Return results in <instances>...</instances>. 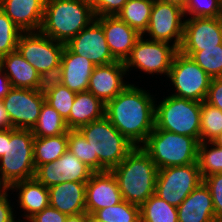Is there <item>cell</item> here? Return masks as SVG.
Listing matches in <instances>:
<instances>
[{
  "label": "cell",
  "mask_w": 222,
  "mask_h": 222,
  "mask_svg": "<svg viewBox=\"0 0 222 222\" xmlns=\"http://www.w3.org/2000/svg\"><path fill=\"white\" fill-rule=\"evenodd\" d=\"M155 103L146 90L129 84L105 104V117L134 146H142L155 127Z\"/></svg>",
  "instance_id": "1"
},
{
  "label": "cell",
  "mask_w": 222,
  "mask_h": 222,
  "mask_svg": "<svg viewBox=\"0 0 222 222\" xmlns=\"http://www.w3.org/2000/svg\"><path fill=\"white\" fill-rule=\"evenodd\" d=\"M111 172L128 203L141 206L155 193L158 168L141 146H135Z\"/></svg>",
  "instance_id": "2"
},
{
  "label": "cell",
  "mask_w": 222,
  "mask_h": 222,
  "mask_svg": "<svg viewBox=\"0 0 222 222\" xmlns=\"http://www.w3.org/2000/svg\"><path fill=\"white\" fill-rule=\"evenodd\" d=\"M94 20L89 0H46L40 32L66 45Z\"/></svg>",
  "instance_id": "3"
},
{
  "label": "cell",
  "mask_w": 222,
  "mask_h": 222,
  "mask_svg": "<svg viewBox=\"0 0 222 222\" xmlns=\"http://www.w3.org/2000/svg\"><path fill=\"white\" fill-rule=\"evenodd\" d=\"M92 148V157L99 159V172L111 171L135 147L104 116L78 129Z\"/></svg>",
  "instance_id": "4"
},
{
  "label": "cell",
  "mask_w": 222,
  "mask_h": 222,
  "mask_svg": "<svg viewBox=\"0 0 222 222\" xmlns=\"http://www.w3.org/2000/svg\"><path fill=\"white\" fill-rule=\"evenodd\" d=\"M198 144L193 137L154 127L141 147L149 154L157 168L162 169L196 163Z\"/></svg>",
  "instance_id": "5"
},
{
  "label": "cell",
  "mask_w": 222,
  "mask_h": 222,
  "mask_svg": "<svg viewBox=\"0 0 222 222\" xmlns=\"http://www.w3.org/2000/svg\"><path fill=\"white\" fill-rule=\"evenodd\" d=\"M34 138L31 129L6 130L5 153L0 158V177L9 186L34 178Z\"/></svg>",
  "instance_id": "6"
},
{
  "label": "cell",
  "mask_w": 222,
  "mask_h": 222,
  "mask_svg": "<svg viewBox=\"0 0 222 222\" xmlns=\"http://www.w3.org/2000/svg\"><path fill=\"white\" fill-rule=\"evenodd\" d=\"M201 104L170 95L155 107V127L193 137L200 143Z\"/></svg>",
  "instance_id": "7"
},
{
  "label": "cell",
  "mask_w": 222,
  "mask_h": 222,
  "mask_svg": "<svg viewBox=\"0 0 222 222\" xmlns=\"http://www.w3.org/2000/svg\"><path fill=\"white\" fill-rule=\"evenodd\" d=\"M168 77L177 91L173 96L196 102L206 100L212 78L190 57L178 51Z\"/></svg>",
  "instance_id": "8"
},
{
  "label": "cell",
  "mask_w": 222,
  "mask_h": 222,
  "mask_svg": "<svg viewBox=\"0 0 222 222\" xmlns=\"http://www.w3.org/2000/svg\"><path fill=\"white\" fill-rule=\"evenodd\" d=\"M203 178L198 163L158 169L155 194L178 207L201 183Z\"/></svg>",
  "instance_id": "9"
},
{
  "label": "cell",
  "mask_w": 222,
  "mask_h": 222,
  "mask_svg": "<svg viewBox=\"0 0 222 222\" xmlns=\"http://www.w3.org/2000/svg\"><path fill=\"white\" fill-rule=\"evenodd\" d=\"M178 49L163 41L143 39L141 36L125 60L128 72L130 67H136L148 74L160 73L168 76L171 64Z\"/></svg>",
  "instance_id": "10"
},
{
  "label": "cell",
  "mask_w": 222,
  "mask_h": 222,
  "mask_svg": "<svg viewBox=\"0 0 222 222\" xmlns=\"http://www.w3.org/2000/svg\"><path fill=\"white\" fill-rule=\"evenodd\" d=\"M65 44L38 32H23L17 50L38 73L49 71L61 64Z\"/></svg>",
  "instance_id": "11"
},
{
  "label": "cell",
  "mask_w": 222,
  "mask_h": 222,
  "mask_svg": "<svg viewBox=\"0 0 222 222\" xmlns=\"http://www.w3.org/2000/svg\"><path fill=\"white\" fill-rule=\"evenodd\" d=\"M184 16V10L181 8L154 0L148 27L142 36L148 33L150 40L167 43L174 39L172 45L179 49L182 43L185 22L181 18Z\"/></svg>",
  "instance_id": "12"
},
{
  "label": "cell",
  "mask_w": 222,
  "mask_h": 222,
  "mask_svg": "<svg viewBox=\"0 0 222 222\" xmlns=\"http://www.w3.org/2000/svg\"><path fill=\"white\" fill-rule=\"evenodd\" d=\"M14 129H32L37 123L45 97L35 89L11 88L2 99Z\"/></svg>",
  "instance_id": "13"
},
{
  "label": "cell",
  "mask_w": 222,
  "mask_h": 222,
  "mask_svg": "<svg viewBox=\"0 0 222 222\" xmlns=\"http://www.w3.org/2000/svg\"><path fill=\"white\" fill-rule=\"evenodd\" d=\"M180 53L191 57L196 51L222 44L221 18L195 17L184 20Z\"/></svg>",
  "instance_id": "14"
},
{
  "label": "cell",
  "mask_w": 222,
  "mask_h": 222,
  "mask_svg": "<svg viewBox=\"0 0 222 222\" xmlns=\"http://www.w3.org/2000/svg\"><path fill=\"white\" fill-rule=\"evenodd\" d=\"M93 171L68 149L57 160L39 165L34 178L47 188L63 182H87Z\"/></svg>",
  "instance_id": "15"
},
{
  "label": "cell",
  "mask_w": 222,
  "mask_h": 222,
  "mask_svg": "<svg viewBox=\"0 0 222 222\" xmlns=\"http://www.w3.org/2000/svg\"><path fill=\"white\" fill-rule=\"evenodd\" d=\"M66 46L75 54L88 58L95 66L115 62L106 42L102 25L95 19Z\"/></svg>",
  "instance_id": "16"
},
{
  "label": "cell",
  "mask_w": 222,
  "mask_h": 222,
  "mask_svg": "<svg viewBox=\"0 0 222 222\" xmlns=\"http://www.w3.org/2000/svg\"><path fill=\"white\" fill-rule=\"evenodd\" d=\"M86 212L114 206L123 201L118 182L111 171L93 172L86 183Z\"/></svg>",
  "instance_id": "17"
},
{
  "label": "cell",
  "mask_w": 222,
  "mask_h": 222,
  "mask_svg": "<svg viewBox=\"0 0 222 222\" xmlns=\"http://www.w3.org/2000/svg\"><path fill=\"white\" fill-rule=\"evenodd\" d=\"M95 19L102 25L110 53L116 61L125 62L142 36L116 16H100Z\"/></svg>",
  "instance_id": "18"
},
{
  "label": "cell",
  "mask_w": 222,
  "mask_h": 222,
  "mask_svg": "<svg viewBox=\"0 0 222 222\" xmlns=\"http://www.w3.org/2000/svg\"><path fill=\"white\" fill-rule=\"evenodd\" d=\"M126 73L124 62L121 61L95 66L89 79L88 91L106 104L129 85L123 82Z\"/></svg>",
  "instance_id": "19"
},
{
  "label": "cell",
  "mask_w": 222,
  "mask_h": 222,
  "mask_svg": "<svg viewBox=\"0 0 222 222\" xmlns=\"http://www.w3.org/2000/svg\"><path fill=\"white\" fill-rule=\"evenodd\" d=\"M45 3L46 0H0V8L22 32H38Z\"/></svg>",
  "instance_id": "20"
},
{
  "label": "cell",
  "mask_w": 222,
  "mask_h": 222,
  "mask_svg": "<svg viewBox=\"0 0 222 222\" xmlns=\"http://www.w3.org/2000/svg\"><path fill=\"white\" fill-rule=\"evenodd\" d=\"M178 222H218L209 188L202 182L177 207Z\"/></svg>",
  "instance_id": "21"
},
{
  "label": "cell",
  "mask_w": 222,
  "mask_h": 222,
  "mask_svg": "<svg viewBox=\"0 0 222 222\" xmlns=\"http://www.w3.org/2000/svg\"><path fill=\"white\" fill-rule=\"evenodd\" d=\"M86 183L63 182L49 187V205L67 216L86 212Z\"/></svg>",
  "instance_id": "22"
},
{
  "label": "cell",
  "mask_w": 222,
  "mask_h": 222,
  "mask_svg": "<svg viewBox=\"0 0 222 222\" xmlns=\"http://www.w3.org/2000/svg\"><path fill=\"white\" fill-rule=\"evenodd\" d=\"M62 85L76 93L88 91L89 79L95 65L88 59L73 53L66 45L61 59Z\"/></svg>",
  "instance_id": "23"
},
{
  "label": "cell",
  "mask_w": 222,
  "mask_h": 222,
  "mask_svg": "<svg viewBox=\"0 0 222 222\" xmlns=\"http://www.w3.org/2000/svg\"><path fill=\"white\" fill-rule=\"evenodd\" d=\"M105 116V104L91 92L83 91L75 95V100L66 120L69 130H78L81 126Z\"/></svg>",
  "instance_id": "24"
},
{
  "label": "cell",
  "mask_w": 222,
  "mask_h": 222,
  "mask_svg": "<svg viewBox=\"0 0 222 222\" xmlns=\"http://www.w3.org/2000/svg\"><path fill=\"white\" fill-rule=\"evenodd\" d=\"M0 67L8 77L11 87L36 89L39 73L22 57L18 50L2 56Z\"/></svg>",
  "instance_id": "25"
},
{
  "label": "cell",
  "mask_w": 222,
  "mask_h": 222,
  "mask_svg": "<svg viewBox=\"0 0 222 222\" xmlns=\"http://www.w3.org/2000/svg\"><path fill=\"white\" fill-rule=\"evenodd\" d=\"M11 190H19V207L25 210V218L29 220L36 213L49 205V190L35 178L16 182L10 186Z\"/></svg>",
  "instance_id": "26"
},
{
  "label": "cell",
  "mask_w": 222,
  "mask_h": 222,
  "mask_svg": "<svg viewBox=\"0 0 222 222\" xmlns=\"http://www.w3.org/2000/svg\"><path fill=\"white\" fill-rule=\"evenodd\" d=\"M68 148V132L58 136L34 138V165L46 164L57 160Z\"/></svg>",
  "instance_id": "27"
},
{
  "label": "cell",
  "mask_w": 222,
  "mask_h": 222,
  "mask_svg": "<svg viewBox=\"0 0 222 222\" xmlns=\"http://www.w3.org/2000/svg\"><path fill=\"white\" fill-rule=\"evenodd\" d=\"M154 0H128L117 16L141 35L148 27Z\"/></svg>",
  "instance_id": "28"
},
{
  "label": "cell",
  "mask_w": 222,
  "mask_h": 222,
  "mask_svg": "<svg viewBox=\"0 0 222 222\" xmlns=\"http://www.w3.org/2000/svg\"><path fill=\"white\" fill-rule=\"evenodd\" d=\"M69 128L61 115L46 102L43 103L37 123L31 129L35 137L66 134Z\"/></svg>",
  "instance_id": "29"
},
{
  "label": "cell",
  "mask_w": 222,
  "mask_h": 222,
  "mask_svg": "<svg viewBox=\"0 0 222 222\" xmlns=\"http://www.w3.org/2000/svg\"><path fill=\"white\" fill-rule=\"evenodd\" d=\"M141 222H178L177 207L155 193L140 206Z\"/></svg>",
  "instance_id": "30"
},
{
  "label": "cell",
  "mask_w": 222,
  "mask_h": 222,
  "mask_svg": "<svg viewBox=\"0 0 222 222\" xmlns=\"http://www.w3.org/2000/svg\"><path fill=\"white\" fill-rule=\"evenodd\" d=\"M208 143L213 147L209 149ZM197 163L202 178L222 173V148L213 142H200L198 144Z\"/></svg>",
  "instance_id": "31"
},
{
  "label": "cell",
  "mask_w": 222,
  "mask_h": 222,
  "mask_svg": "<svg viewBox=\"0 0 222 222\" xmlns=\"http://www.w3.org/2000/svg\"><path fill=\"white\" fill-rule=\"evenodd\" d=\"M94 215L103 222H141L140 206L125 200L117 205L99 209Z\"/></svg>",
  "instance_id": "32"
},
{
  "label": "cell",
  "mask_w": 222,
  "mask_h": 222,
  "mask_svg": "<svg viewBox=\"0 0 222 222\" xmlns=\"http://www.w3.org/2000/svg\"><path fill=\"white\" fill-rule=\"evenodd\" d=\"M222 132V111L205 101L201 104L200 142H212Z\"/></svg>",
  "instance_id": "33"
},
{
  "label": "cell",
  "mask_w": 222,
  "mask_h": 222,
  "mask_svg": "<svg viewBox=\"0 0 222 222\" xmlns=\"http://www.w3.org/2000/svg\"><path fill=\"white\" fill-rule=\"evenodd\" d=\"M67 149L93 172H99V159L92 157V148L79 130H68Z\"/></svg>",
  "instance_id": "34"
},
{
  "label": "cell",
  "mask_w": 222,
  "mask_h": 222,
  "mask_svg": "<svg viewBox=\"0 0 222 222\" xmlns=\"http://www.w3.org/2000/svg\"><path fill=\"white\" fill-rule=\"evenodd\" d=\"M190 58L211 78L222 77V44L196 51Z\"/></svg>",
  "instance_id": "35"
},
{
  "label": "cell",
  "mask_w": 222,
  "mask_h": 222,
  "mask_svg": "<svg viewBox=\"0 0 222 222\" xmlns=\"http://www.w3.org/2000/svg\"><path fill=\"white\" fill-rule=\"evenodd\" d=\"M22 33L0 8V58L17 50V42Z\"/></svg>",
  "instance_id": "36"
},
{
  "label": "cell",
  "mask_w": 222,
  "mask_h": 222,
  "mask_svg": "<svg viewBox=\"0 0 222 222\" xmlns=\"http://www.w3.org/2000/svg\"><path fill=\"white\" fill-rule=\"evenodd\" d=\"M76 92L69 90L66 86L55 87L46 97L45 102L54 108L66 121L69 118Z\"/></svg>",
  "instance_id": "37"
},
{
  "label": "cell",
  "mask_w": 222,
  "mask_h": 222,
  "mask_svg": "<svg viewBox=\"0 0 222 222\" xmlns=\"http://www.w3.org/2000/svg\"><path fill=\"white\" fill-rule=\"evenodd\" d=\"M195 17L219 18L222 15V1L221 0H188L187 6L184 10Z\"/></svg>",
  "instance_id": "38"
},
{
  "label": "cell",
  "mask_w": 222,
  "mask_h": 222,
  "mask_svg": "<svg viewBox=\"0 0 222 222\" xmlns=\"http://www.w3.org/2000/svg\"><path fill=\"white\" fill-rule=\"evenodd\" d=\"M62 74L61 64L49 71L39 73L35 89L36 92L39 95L46 97L55 87L62 85Z\"/></svg>",
  "instance_id": "39"
},
{
  "label": "cell",
  "mask_w": 222,
  "mask_h": 222,
  "mask_svg": "<svg viewBox=\"0 0 222 222\" xmlns=\"http://www.w3.org/2000/svg\"><path fill=\"white\" fill-rule=\"evenodd\" d=\"M203 182L210 190L216 220L222 222V173L204 177Z\"/></svg>",
  "instance_id": "40"
},
{
  "label": "cell",
  "mask_w": 222,
  "mask_h": 222,
  "mask_svg": "<svg viewBox=\"0 0 222 222\" xmlns=\"http://www.w3.org/2000/svg\"><path fill=\"white\" fill-rule=\"evenodd\" d=\"M95 17L116 16L128 0H89Z\"/></svg>",
  "instance_id": "41"
},
{
  "label": "cell",
  "mask_w": 222,
  "mask_h": 222,
  "mask_svg": "<svg viewBox=\"0 0 222 222\" xmlns=\"http://www.w3.org/2000/svg\"><path fill=\"white\" fill-rule=\"evenodd\" d=\"M205 102L222 111V77L211 79Z\"/></svg>",
  "instance_id": "42"
},
{
  "label": "cell",
  "mask_w": 222,
  "mask_h": 222,
  "mask_svg": "<svg viewBox=\"0 0 222 222\" xmlns=\"http://www.w3.org/2000/svg\"><path fill=\"white\" fill-rule=\"evenodd\" d=\"M67 218L66 214L48 205L41 212L36 213L28 221L29 222H64Z\"/></svg>",
  "instance_id": "43"
},
{
  "label": "cell",
  "mask_w": 222,
  "mask_h": 222,
  "mask_svg": "<svg viewBox=\"0 0 222 222\" xmlns=\"http://www.w3.org/2000/svg\"><path fill=\"white\" fill-rule=\"evenodd\" d=\"M7 197L8 194L0 200V222H15L14 213Z\"/></svg>",
  "instance_id": "44"
},
{
  "label": "cell",
  "mask_w": 222,
  "mask_h": 222,
  "mask_svg": "<svg viewBox=\"0 0 222 222\" xmlns=\"http://www.w3.org/2000/svg\"><path fill=\"white\" fill-rule=\"evenodd\" d=\"M11 88L12 87L8 77L4 73L3 69L0 67V100H2L8 94Z\"/></svg>",
  "instance_id": "45"
},
{
  "label": "cell",
  "mask_w": 222,
  "mask_h": 222,
  "mask_svg": "<svg viewBox=\"0 0 222 222\" xmlns=\"http://www.w3.org/2000/svg\"><path fill=\"white\" fill-rule=\"evenodd\" d=\"M10 128H12L11 121L7 111L5 110L4 103L0 100V130H7Z\"/></svg>",
  "instance_id": "46"
},
{
  "label": "cell",
  "mask_w": 222,
  "mask_h": 222,
  "mask_svg": "<svg viewBox=\"0 0 222 222\" xmlns=\"http://www.w3.org/2000/svg\"><path fill=\"white\" fill-rule=\"evenodd\" d=\"M64 222H86V212L77 215H69Z\"/></svg>",
  "instance_id": "47"
},
{
  "label": "cell",
  "mask_w": 222,
  "mask_h": 222,
  "mask_svg": "<svg viewBox=\"0 0 222 222\" xmlns=\"http://www.w3.org/2000/svg\"><path fill=\"white\" fill-rule=\"evenodd\" d=\"M164 3H169L171 5H175L182 10H185V7L187 6L188 0H159Z\"/></svg>",
  "instance_id": "48"
},
{
  "label": "cell",
  "mask_w": 222,
  "mask_h": 222,
  "mask_svg": "<svg viewBox=\"0 0 222 222\" xmlns=\"http://www.w3.org/2000/svg\"><path fill=\"white\" fill-rule=\"evenodd\" d=\"M6 148V130H0V158L4 155Z\"/></svg>",
  "instance_id": "49"
},
{
  "label": "cell",
  "mask_w": 222,
  "mask_h": 222,
  "mask_svg": "<svg viewBox=\"0 0 222 222\" xmlns=\"http://www.w3.org/2000/svg\"><path fill=\"white\" fill-rule=\"evenodd\" d=\"M7 190H10V186L0 177V200L7 195Z\"/></svg>",
  "instance_id": "50"
},
{
  "label": "cell",
  "mask_w": 222,
  "mask_h": 222,
  "mask_svg": "<svg viewBox=\"0 0 222 222\" xmlns=\"http://www.w3.org/2000/svg\"><path fill=\"white\" fill-rule=\"evenodd\" d=\"M86 222H103L96 215L86 212Z\"/></svg>",
  "instance_id": "51"
},
{
  "label": "cell",
  "mask_w": 222,
  "mask_h": 222,
  "mask_svg": "<svg viewBox=\"0 0 222 222\" xmlns=\"http://www.w3.org/2000/svg\"><path fill=\"white\" fill-rule=\"evenodd\" d=\"M212 142L222 148V132Z\"/></svg>",
  "instance_id": "52"
}]
</instances>
